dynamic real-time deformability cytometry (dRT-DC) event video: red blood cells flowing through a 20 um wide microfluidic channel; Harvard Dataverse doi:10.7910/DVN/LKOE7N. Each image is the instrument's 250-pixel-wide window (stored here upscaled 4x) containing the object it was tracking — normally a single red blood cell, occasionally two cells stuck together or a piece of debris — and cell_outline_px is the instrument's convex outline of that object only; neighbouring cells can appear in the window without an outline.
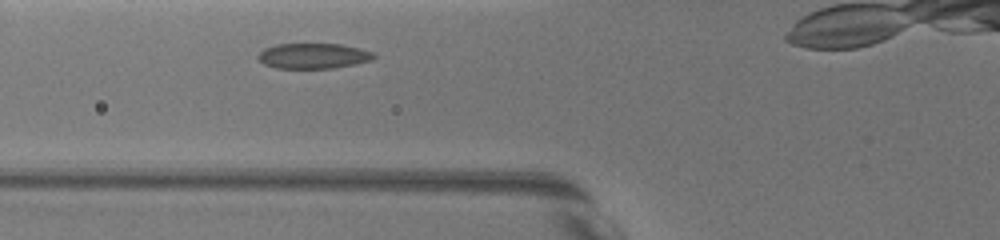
{"species": "common noctule bat (a hibernating species)", "species_latin": "Nyctalus noctula", "temperature_condition": "warm", "stored_images_in_passage": 37, "camera_frame_rate_fps": 3000, "um_per_image_px": 0.085, "animal": {"sex": "female", "body_mass_g": 19.5, "forearm_length_mm": 54.1}, "frame": {"image": 1, "passage_image": 4, "time_ms": 1.0, "image_size_px": [1000, 240], "cell_outline_px": [[376, 56], [372, 60], [332, 68], [276, 68], [264, 64], [256, 56], [264, 48], [276, 44], [340, 44], [360, 48], [372, 52]], "centroid_in_image_um": [26.6, 4.74], "position_along_channel_um": 99.2, "area_um2": 16.99}}
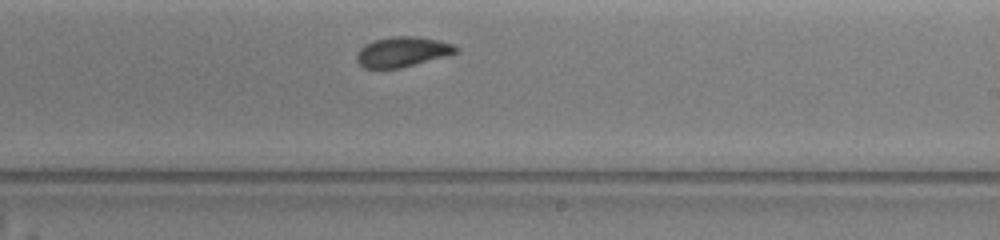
{"frame": {"image": 2, "passage_image": 17, "time_ms": 5.333, "image_size_px": [1000, 240], "cell_outline_px": [[460, 48], [456, 52], [400, 68], [364, 68], [356, 60], [356, 52], [364, 44], [376, 40], [392, 36], [416, 36], [440, 40], [456, 44]], "centroid_in_image_um": [34.18, 4.38], "position_along_channel_um": 254.8, "area_um2": 17.28}}
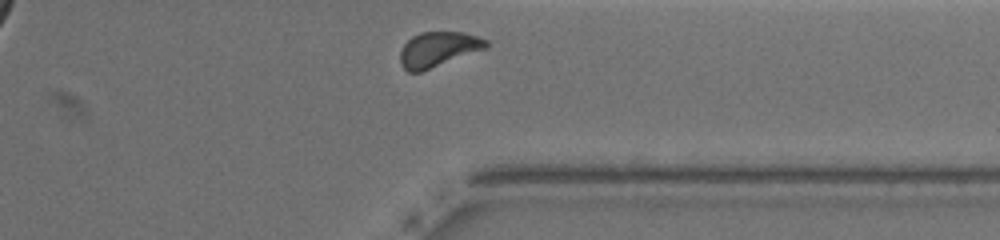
{"frame": {"image": 3, "passage_image": 34, "time_ms": 8.667, "image_size_px": [1000, 240], "cell_outline_px": [[488, 48], [420, 72], [408, 72], [400, 64], [400, 48], [412, 36], [420, 32], [464, 32], [488, 40]], "centroid_in_image_um": [37.24, 4.19], "position_along_channel_um": 374.2, "area_um2": 17.63}, "authors_computed_cell_mechanics": {"area_um2": 17.1666, "velocity_mm_per_s": 3.5953, "shape_relaxation_time_tau1_ms": 8.216, "shape_relaxation_time_tau2_ms": 5.2101, "deformation_change_tau1": 0.1788, "deformation_change_tau2": 0.0949}}